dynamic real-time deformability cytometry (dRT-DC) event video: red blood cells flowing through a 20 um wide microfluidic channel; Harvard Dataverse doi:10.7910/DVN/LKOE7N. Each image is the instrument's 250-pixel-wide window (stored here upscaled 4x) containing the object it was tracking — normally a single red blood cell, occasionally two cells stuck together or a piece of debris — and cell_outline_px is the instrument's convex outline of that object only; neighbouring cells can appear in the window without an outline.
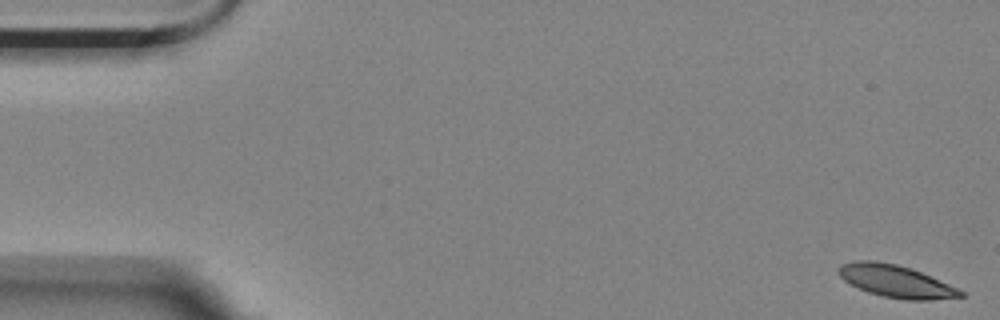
{"species": "Egyptian fruit bat (a non-hibernating species)", "species_latin": "Rousettus aegyptiacus", "temperature_condition": "room temperature", "stored_images_in_passage": 5, "camera_frame_rate_fps": 3000, "um_per_image_px": 0.085, "animal": {"sex": "female"}, "frame": {"image": 1, "passage_image": 1, "time_ms": 0.0, "image_size_px": [1000, 320], "cell_outline_px": [[964, 296], [932, 300], [904, 300], [884, 296], [868, 292], [844, 280], [836, 272], [836, 268], [840, 264], [856, 260], [876, 260], [896, 264], [912, 268], [960, 288], [964, 292]], "centroid_in_image_um": [76.16, 23.89], "position_along_channel_um": 8.8, "area_um2": 23.24}}